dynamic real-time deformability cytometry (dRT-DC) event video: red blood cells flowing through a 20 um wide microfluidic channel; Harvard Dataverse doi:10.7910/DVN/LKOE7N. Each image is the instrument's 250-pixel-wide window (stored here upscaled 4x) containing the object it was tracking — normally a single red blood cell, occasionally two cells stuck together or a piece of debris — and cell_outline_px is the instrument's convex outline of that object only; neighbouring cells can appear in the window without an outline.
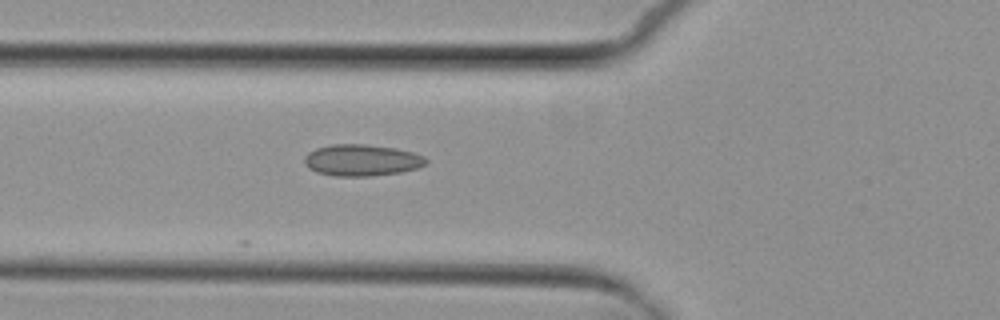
{"species": "common noctule bat (a hibernating species)", "species_latin": "Nyctalus noctula", "temperature_condition": "cold", "stored_images_in_passage": 3, "camera_frame_rate_fps": 3000, "um_per_image_px": 0.085, "animal": {"sex": "female", "body_mass_g": 29.2, "forearm_length_mm": 56.3}, "frame": {"image": 1, "passage_image": 3, "time_ms": 2.333, "image_size_px": [1000, 320], "cell_outline_px": [[428, 164], [416, 168], [400, 172], [372, 176], [332, 176], [316, 172], [308, 168], [304, 164], [304, 156], [308, 152], [316, 148], [332, 144], [364, 144], [396, 148], [412, 152], [424, 156], [428, 160]], "centroid_in_image_um": [30.73, 13.62], "position_along_channel_um": 95.1, "area_um2": 22.54}}